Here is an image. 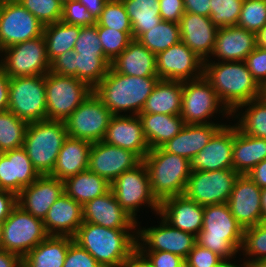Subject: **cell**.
I'll use <instances>...</instances> for the list:
<instances>
[{
  "mask_svg": "<svg viewBox=\"0 0 266 267\" xmlns=\"http://www.w3.org/2000/svg\"><path fill=\"white\" fill-rule=\"evenodd\" d=\"M132 229L136 230L111 229L83 222L73 240L88 251L102 267H124L137 251V235L129 232Z\"/></svg>",
  "mask_w": 266,
  "mask_h": 267,
  "instance_id": "obj_1",
  "label": "cell"
},
{
  "mask_svg": "<svg viewBox=\"0 0 266 267\" xmlns=\"http://www.w3.org/2000/svg\"><path fill=\"white\" fill-rule=\"evenodd\" d=\"M203 77L233 114L240 105L263 96V88L253 78L245 61L210 63L207 59L204 61Z\"/></svg>",
  "mask_w": 266,
  "mask_h": 267,
  "instance_id": "obj_2",
  "label": "cell"
},
{
  "mask_svg": "<svg viewBox=\"0 0 266 267\" xmlns=\"http://www.w3.org/2000/svg\"><path fill=\"white\" fill-rule=\"evenodd\" d=\"M158 80V77L120 74L110 67L93 92L113 115L128 110L132 111L131 115H138Z\"/></svg>",
  "mask_w": 266,
  "mask_h": 267,
  "instance_id": "obj_3",
  "label": "cell"
},
{
  "mask_svg": "<svg viewBox=\"0 0 266 267\" xmlns=\"http://www.w3.org/2000/svg\"><path fill=\"white\" fill-rule=\"evenodd\" d=\"M244 229L230 212L227 203L204 206L203 228L197 244L208 248L222 259H230L241 250Z\"/></svg>",
  "mask_w": 266,
  "mask_h": 267,
  "instance_id": "obj_4",
  "label": "cell"
},
{
  "mask_svg": "<svg viewBox=\"0 0 266 267\" xmlns=\"http://www.w3.org/2000/svg\"><path fill=\"white\" fill-rule=\"evenodd\" d=\"M142 161L148 171L151 192L159 203L168 197L183 195L192 172L189 159L160 147L150 149Z\"/></svg>",
  "mask_w": 266,
  "mask_h": 267,
  "instance_id": "obj_5",
  "label": "cell"
},
{
  "mask_svg": "<svg viewBox=\"0 0 266 267\" xmlns=\"http://www.w3.org/2000/svg\"><path fill=\"white\" fill-rule=\"evenodd\" d=\"M67 137L64 121L43 120L28 123L23 148L40 176L52 173Z\"/></svg>",
  "mask_w": 266,
  "mask_h": 267,
  "instance_id": "obj_6",
  "label": "cell"
},
{
  "mask_svg": "<svg viewBox=\"0 0 266 267\" xmlns=\"http://www.w3.org/2000/svg\"><path fill=\"white\" fill-rule=\"evenodd\" d=\"M46 120L65 121L93 89L72 76L49 71L45 75Z\"/></svg>",
  "mask_w": 266,
  "mask_h": 267,
  "instance_id": "obj_7",
  "label": "cell"
},
{
  "mask_svg": "<svg viewBox=\"0 0 266 267\" xmlns=\"http://www.w3.org/2000/svg\"><path fill=\"white\" fill-rule=\"evenodd\" d=\"M45 75L10 78L8 110L27 123L46 120Z\"/></svg>",
  "mask_w": 266,
  "mask_h": 267,
  "instance_id": "obj_8",
  "label": "cell"
},
{
  "mask_svg": "<svg viewBox=\"0 0 266 267\" xmlns=\"http://www.w3.org/2000/svg\"><path fill=\"white\" fill-rule=\"evenodd\" d=\"M1 249L23 258L49 235L43 220L22 210L18 205L2 223Z\"/></svg>",
  "mask_w": 266,
  "mask_h": 267,
  "instance_id": "obj_9",
  "label": "cell"
},
{
  "mask_svg": "<svg viewBox=\"0 0 266 267\" xmlns=\"http://www.w3.org/2000/svg\"><path fill=\"white\" fill-rule=\"evenodd\" d=\"M0 68L10 77L46 75L50 71L44 36L21 42L0 51ZM3 61V62H2Z\"/></svg>",
  "mask_w": 266,
  "mask_h": 267,
  "instance_id": "obj_10",
  "label": "cell"
},
{
  "mask_svg": "<svg viewBox=\"0 0 266 267\" xmlns=\"http://www.w3.org/2000/svg\"><path fill=\"white\" fill-rule=\"evenodd\" d=\"M110 189L120 206L136 221V211L140 205L148 207L159 213L160 203L153 196L150 187L148 171L142 161L135 168L123 172L112 183Z\"/></svg>",
  "mask_w": 266,
  "mask_h": 267,
  "instance_id": "obj_11",
  "label": "cell"
},
{
  "mask_svg": "<svg viewBox=\"0 0 266 267\" xmlns=\"http://www.w3.org/2000/svg\"><path fill=\"white\" fill-rule=\"evenodd\" d=\"M238 176L232 168L192 171L183 195L202 206L227 203Z\"/></svg>",
  "mask_w": 266,
  "mask_h": 267,
  "instance_id": "obj_12",
  "label": "cell"
},
{
  "mask_svg": "<svg viewBox=\"0 0 266 267\" xmlns=\"http://www.w3.org/2000/svg\"><path fill=\"white\" fill-rule=\"evenodd\" d=\"M218 108L221 111L219 113L233 116L203 76L183 82L180 116L185 124H209L211 121H207V118L214 116L213 114L218 112Z\"/></svg>",
  "mask_w": 266,
  "mask_h": 267,
  "instance_id": "obj_13",
  "label": "cell"
},
{
  "mask_svg": "<svg viewBox=\"0 0 266 267\" xmlns=\"http://www.w3.org/2000/svg\"><path fill=\"white\" fill-rule=\"evenodd\" d=\"M112 116L110 110L92 92L64 124L69 137L94 143L103 140Z\"/></svg>",
  "mask_w": 266,
  "mask_h": 267,
  "instance_id": "obj_14",
  "label": "cell"
},
{
  "mask_svg": "<svg viewBox=\"0 0 266 267\" xmlns=\"http://www.w3.org/2000/svg\"><path fill=\"white\" fill-rule=\"evenodd\" d=\"M44 25L18 0H0V51L43 35Z\"/></svg>",
  "mask_w": 266,
  "mask_h": 267,
  "instance_id": "obj_15",
  "label": "cell"
},
{
  "mask_svg": "<svg viewBox=\"0 0 266 267\" xmlns=\"http://www.w3.org/2000/svg\"><path fill=\"white\" fill-rule=\"evenodd\" d=\"M156 67L159 79L184 82L203 76L204 60L180 41L156 55Z\"/></svg>",
  "mask_w": 266,
  "mask_h": 267,
  "instance_id": "obj_16",
  "label": "cell"
},
{
  "mask_svg": "<svg viewBox=\"0 0 266 267\" xmlns=\"http://www.w3.org/2000/svg\"><path fill=\"white\" fill-rule=\"evenodd\" d=\"M136 233L137 237H140L137 238L138 251H167L183 259H186L197 243L194 234L172 227L163 218H161L159 227L142 228Z\"/></svg>",
  "mask_w": 266,
  "mask_h": 267,
  "instance_id": "obj_17",
  "label": "cell"
},
{
  "mask_svg": "<svg viewBox=\"0 0 266 267\" xmlns=\"http://www.w3.org/2000/svg\"><path fill=\"white\" fill-rule=\"evenodd\" d=\"M142 159L134 152L104 141L92 143L88 169L112 183L123 172L135 168Z\"/></svg>",
  "mask_w": 266,
  "mask_h": 267,
  "instance_id": "obj_18",
  "label": "cell"
},
{
  "mask_svg": "<svg viewBox=\"0 0 266 267\" xmlns=\"http://www.w3.org/2000/svg\"><path fill=\"white\" fill-rule=\"evenodd\" d=\"M261 193L262 189L247 175H239L236 179L227 204L243 229L263 221Z\"/></svg>",
  "mask_w": 266,
  "mask_h": 267,
  "instance_id": "obj_19",
  "label": "cell"
},
{
  "mask_svg": "<svg viewBox=\"0 0 266 267\" xmlns=\"http://www.w3.org/2000/svg\"><path fill=\"white\" fill-rule=\"evenodd\" d=\"M64 193L63 181L49 175L39 176L17 194V205L44 220L51 205Z\"/></svg>",
  "mask_w": 266,
  "mask_h": 267,
  "instance_id": "obj_20",
  "label": "cell"
},
{
  "mask_svg": "<svg viewBox=\"0 0 266 267\" xmlns=\"http://www.w3.org/2000/svg\"><path fill=\"white\" fill-rule=\"evenodd\" d=\"M102 141L130 150L142 160L150 151L138 115H113Z\"/></svg>",
  "mask_w": 266,
  "mask_h": 267,
  "instance_id": "obj_21",
  "label": "cell"
},
{
  "mask_svg": "<svg viewBox=\"0 0 266 267\" xmlns=\"http://www.w3.org/2000/svg\"><path fill=\"white\" fill-rule=\"evenodd\" d=\"M234 126L223 125L207 145L191 160L192 171H214L232 168Z\"/></svg>",
  "mask_w": 266,
  "mask_h": 267,
  "instance_id": "obj_22",
  "label": "cell"
},
{
  "mask_svg": "<svg viewBox=\"0 0 266 267\" xmlns=\"http://www.w3.org/2000/svg\"><path fill=\"white\" fill-rule=\"evenodd\" d=\"M39 176L23 147L0 153V189L17 195Z\"/></svg>",
  "mask_w": 266,
  "mask_h": 267,
  "instance_id": "obj_23",
  "label": "cell"
},
{
  "mask_svg": "<svg viewBox=\"0 0 266 267\" xmlns=\"http://www.w3.org/2000/svg\"><path fill=\"white\" fill-rule=\"evenodd\" d=\"M82 209L83 222L111 229L137 226V221L120 206L111 189L104 195L85 203Z\"/></svg>",
  "mask_w": 266,
  "mask_h": 267,
  "instance_id": "obj_24",
  "label": "cell"
},
{
  "mask_svg": "<svg viewBox=\"0 0 266 267\" xmlns=\"http://www.w3.org/2000/svg\"><path fill=\"white\" fill-rule=\"evenodd\" d=\"M158 214L172 227L195 236L203 228L204 206L184 195L168 197L161 201Z\"/></svg>",
  "mask_w": 266,
  "mask_h": 267,
  "instance_id": "obj_25",
  "label": "cell"
},
{
  "mask_svg": "<svg viewBox=\"0 0 266 267\" xmlns=\"http://www.w3.org/2000/svg\"><path fill=\"white\" fill-rule=\"evenodd\" d=\"M181 41L202 60L212 55L218 27L210 17L185 12L179 21Z\"/></svg>",
  "mask_w": 266,
  "mask_h": 267,
  "instance_id": "obj_26",
  "label": "cell"
},
{
  "mask_svg": "<svg viewBox=\"0 0 266 267\" xmlns=\"http://www.w3.org/2000/svg\"><path fill=\"white\" fill-rule=\"evenodd\" d=\"M82 205L63 193L49 208L43 220L48 235L73 237L83 223Z\"/></svg>",
  "mask_w": 266,
  "mask_h": 267,
  "instance_id": "obj_27",
  "label": "cell"
},
{
  "mask_svg": "<svg viewBox=\"0 0 266 267\" xmlns=\"http://www.w3.org/2000/svg\"><path fill=\"white\" fill-rule=\"evenodd\" d=\"M256 48V34L237 25L218 28L212 55L222 61H245Z\"/></svg>",
  "mask_w": 266,
  "mask_h": 267,
  "instance_id": "obj_28",
  "label": "cell"
},
{
  "mask_svg": "<svg viewBox=\"0 0 266 267\" xmlns=\"http://www.w3.org/2000/svg\"><path fill=\"white\" fill-rule=\"evenodd\" d=\"M224 124H185L183 129L162 148L168 152L191 160L211 140Z\"/></svg>",
  "mask_w": 266,
  "mask_h": 267,
  "instance_id": "obj_29",
  "label": "cell"
},
{
  "mask_svg": "<svg viewBox=\"0 0 266 267\" xmlns=\"http://www.w3.org/2000/svg\"><path fill=\"white\" fill-rule=\"evenodd\" d=\"M110 67L117 73L135 77H158L156 55L133 39Z\"/></svg>",
  "mask_w": 266,
  "mask_h": 267,
  "instance_id": "obj_30",
  "label": "cell"
},
{
  "mask_svg": "<svg viewBox=\"0 0 266 267\" xmlns=\"http://www.w3.org/2000/svg\"><path fill=\"white\" fill-rule=\"evenodd\" d=\"M92 143L67 137L59 151L54 169L49 175L61 181L85 171L89 167V152Z\"/></svg>",
  "mask_w": 266,
  "mask_h": 267,
  "instance_id": "obj_31",
  "label": "cell"
},
{
  "mask_svg": "<svg viewBox=\"0 0 266 267\" xmlns=\"http://www.w3.org/2000/svg\"><path fill=\"white\" fill-rule=\"evenodd\" d=\"M265 159L266 139L244 134L235 124L232 169L239 175H246L252 168Z\"/></svg>",
  "mask_w": 266,
  "mask_h": 267,
  "instance_id": "obj_32",
  "label": "cell"
},
{
  "mask_svg": "<svg viewBox=\"0 0 266 267\" xmlns=\"http://www.w3.org/2000/svg\"><path fill=\"white\" fill-rule=\"evenodd\" d=\"M138 117L150 149L162 147L185 126L180 115L139 113Z\"/></svg>",
  "mask_w": 266,
  "mask_h": 267,
  "instance_id": "obj_33",
  "label": "cell"
},
{
  "mask_svg": "<svg viewBox=\"0 0 266 267\" xmlns=\"http://www.w3.org/2000/svg\"><path fill=\"white\" fill-rule=\"evenodd\" d=\"M71 236L49 235L22 258V267H63Z\"/></svg>",
  "mask_w": 266,
  "mask_h": 267,
  "instance_id": "obj_34",
  "label": "cell"
},
{
  "mask_svg": "<svg viewBox=\"0 0 266 267\" xmlns=\"http://www.w3.org/2000/svg\"><path fill=\"white\" fill-rule=\"evenodd\" d=\"M182 92V81L159 79L147 98L141 113L180 115Z\"/></svg>",
  "mask_w": 266,
  "mask_h": 267,
  "instance_id": "obj_35",
  "label": "cell"
},
{
  "mask_svg": "<svg viewBox=\"0 0 266 267\" xmlns=\"http://www.w3.org/2000/svg\"><path fill=\"white\" fill-rule=\"evenodd\" d=\"M64 193L82 206L110 190V183L89 169L63 181Z\"/></svg>",
  "mask_w": 266,
  "mask_h": 267,
  "instance_id": "obj_36",
  "label": "cell"
},
{
  "mask_svg": "<svg viewBox=\"0 0 266 267\" xmlns=\"http://www.w3.org/2000/svg\"><path fill=\"white\" fill-rule=\"evenodd\" d=\"M126 8L131 26L132 38L138 39L144 32L158 25L162 18L159 0H121Z\"/></svg>",
  "mask_w": 266,
  "mask_h": 267,
  "instance_id": "obj_37",
  "label": "cell"
},
{
  "mask_svg": "<svg viewBox=\"0 0 266 267\" xmlns=\"http://www.w3.org/2000/svg\"><path fill=\"white\" fill-rule=\"evenodd\" d=\"M80 26L59 21L44 26L47 57L51 63L57 56L74 49Z\"/></svg>",
  "mask_w": 266,
  "mask_h": 267,
  "instance_id": "obj_38",
  "label": "cell"
},
{
  "mask_svg": "<svg viewBox=\"0 0 266 267\" xmlns=\"http://www.w3.org/2000/svg\"><path fill=\"white\" fill-rule=\"evenodd\" d=\"M147 49L157 55L181 41L179 23L161 21L138 39Z\"/></svg>",
  "mask_w": 266,
  "mask_h": 267,
  "instance_id": "obj_39",
  "label": "cell"
},
{
  "mask_svg": "<svg viewBox=\"0 0 266 267\" xmlns=\"http://www.w3.org/2000/svg\"><path fill=\"white\" fill-rule=\"evenodd\" d=\"M111 62L105 55H81L75 53V78L94 89L106 76Z\"/></svg>",
  "mask_w": 266,
  "mask_h": 267,
  "instance_id": "obj_40",
  "label": "cell"
},
{
  "mask_svg": "<svg viewBox=\"0 0 266 267\" xmlns=\"http://www.w3.org/2000/svg\"><path fill=\"white\" fill-rule=\"evenodd\" d=\"M244 106L249 107L241 114L237 128L244 134L266 139V98L262 96L239 107Z\"/></svg>",
  "mask_w": 266,
  "mask_h": 267,
  "instance_id": "obj_41",
  "label": "cell"
},
{
  "mask_svg": "<svg viewBox=\"0 0 266 267\" xmlns=\"http://www.w3.org/2000/svg\"><path fill=\"white\" fill-rule=\"evenodd\" d=\"M27 125L9 110L0 112V153L23 147Z\"/></svg>",
  "mask_w": 266,
  "mask_h": 267,
  "instance_id": "obj_42",
  "label": "cell"
},
{
  "mask_svg": "<svg viewBox=\"0 0 266 267\" xmlns=\"http://www.w3.org/2000/svg\"><path fill=\"white\" fill-rule=\"evenodd\" d=\"M97 30L104 55L110 62L118 57L133 40L132 31H118L98 24Z\"/></svg>",
  "mask_w": 266,
  "mask_h": 267,
  "instance_id": "obj_43",
  "label": "cell"
},
{
  "mask_svg": "<svg viewBox=\"0 0 266 267\" xmlns=\"http://www.w3.org/2000/svg\"><path fill=\"white\" fill-rule=\"evenodd\" d=\"M244 0H210V19L218 28L237 25Z\"/></svg>",
  "mask_w": 266,
  "mask_h": 267,
  "instance_id": "obj_44",
  "label": "cell"
},
{
  "mask_svg": "<svg viewBox=\"0 0 266 267\" xmlns=\"http://www.w3.org/2000/svg\"><path fill=\"white\" fill-rule=\"evenodd\" d=\"M96 23L118 31H132V26L121 0H108Z\"/></svg>",
  "mask_w": 266,
  "mask_h": 267,
  "instance_id": "obj_45",
  "label": "cell"
},
{
  "mask_svg": "<svg viewBox=\"0 0 266 267\" xmlns=\"http://www.w3.org/2000/svg\"><path fill=\"white\" fill-rule=\"evenodd\" d=\"M44 26L62 19L63 3L60 0H18Z\"/></svg>",
  "mask_w": 266,
  "mask_h": 267,
  "instance_id": "obj_46",
  "label": "cell"
},
{
  "mask_svg": "<svg viewBox=\"0 0 266 267\" xmlns=\"http://www.w3.org/2000/svg\"><path fill=\"white\" fill-rule=\"evenodd\" d=\"M266 24V0H244L237 26L257 33Z\"/></svg>",
  "mask_w": 266,
  "mask_h": 267,
  "instance_id": "obj_47",
  "label": "cell"
},
{
  "mask_svg": "<svg viewBox=\"0 0 266 267\" xmlns=\"http://www.w3.org/2000/svg\"><path fill=\"white\" fill-rule=\"evenodd\" d=\"M241 250L245 252L246 257H251V260L266 259V221L244 229Z\"/></svg>",
  "mask_w": 266,
  "mask_h": 267,
  "instance_id": "obj_48",
  "label": "cell"
},
{
  "mask_svg": "<svg viewBox=\"0 0 266 267\" xmlns=\"http://www.w3.org/2000/svg\"><path fill=\"white\" fill-rule=\"evenodd\" d=\"M73 51L81 55H104L98 36L97 23L91 26H80L79 36Z\"/></svg>",
  "mask_w": 266,
  "mask_h": 267,
  "instance_id": "obj_49",
  "label": "cell"
},
{
  "mask_svg": "<svg viewBox=\"0 0 266 267\" xmlns=\"http://www.w3.org/2000/svg\"><path fill=\"white\" fill-rule=\"evenodd\" d=\"M61 21L81 27L96 24V20L78 0H70L63 4Z\"/></svg>",
  "mask_w": 266,
  "mask_h": 267,
  "instance_id": "obj_50",
  "label": "cell"
},
{
  "mask_svg": "<svg viewBox=\"0 0 266 267\" xmlns=\"http://www.w3.org/2000/svg\"><path fill=\"white\" fill-rule=\"evenodd\" d=\"M245 63L258 84L262 88L266 87V48L256 46V48L247 55Z\"/></svg>",
  "mask_w": 266,
  "mask_h": 267,
  "instance_id": "obj_51",
  "label": "cell"
},
{
  "mask_svg": "<svg viewBox=\"0 0 266 267\" xmlns=\"http://www.w3.org/2000/svg\"><path fill=\"white\" fill-rule=\"evenodd\" d=\"M63 267H102L97 260L76 242L69 245Z\"/></svg>",
  "mask_w": 266,
  "mask_h": 267,
  "instance_id": "obj_52",
  "label": "cell"
},
{
  "mask_svg": "<svg viewBox=\"0 0 266 267\" xmlns=\"http://www.w3.org/2000/svg\"><path fill=\"white\" fill-rule=\"evenodd\" d=\"M221 259L219 255L196 243L185 260L191 267H213Z\"/></svg>",
  "mask_w": 266,
  "mask_h": 267,
  "instance_id": "obj_53",
  "label": "cell"
},
{
  "mask_svg": "<svg viewBox=\"0 0 266 267\" xmlns=\"http://www.w3.org/2000/svg\"><path fill=\"white\" fill-rule=\"evenodd\" d=\"M153 267H178L182 257L167 251H139ZM146 253V254H145Z\"/></svg>",
  "mask_w": 266,
  "mask_h": 267,
  "instance_id": "obj_54",
  "label": "cell"
},
{
  "mask_svg": "<svg viewBox=\"0 0 266 267\" xmlns=\"http://www.w3.org/2000/svg\"><path fill=\"white\" fill-rule=\"evenodd\" d=\"M159 13L162 21L179 23L185 13L183 0H159Z\"/></svg>",
  "mask_w": 266,
  "mask_h": 267,
  "instance_id": "obj_55",
  "label": "cell"
},
{
  "mask_svg": "<svg viewBox=\"0 0 266 267\" xmlns=\"http://www.w3.org/2000/svg\"><path fill=\"white\" fill-rule=\"evenodd\" d=\"M50 71L59 75L75 77V52H64L50 63Z\"/></svg>",
  "mask_w": 266,
  "mask_h": 267,
  "instance_id": "obj_56",
  "label": "cell"
},
{
  "mask_svg": "<svg viewBox=\"0 0 266 267\" xmlns=\"http://www.w3.org/2000/svg\"><path fill=\"white\" fill-rule=\"evenodd\" d=\"M17 206V195L13 192L0 189V222L10 215L12 210Z\"/></svg>",
  "mask_w": 266,
  "mask_h": 267,
  "instance_id": "obj_57",
  "label": "cell"
},
{
  "mask_svg": "<svg viewBox=\"0 0 266 267\" xmlns=\"http://www.w3.org/2000/svg\"><path fill=\"white\" fill-rule=\"evenodd\" d=\"M185 12L210 17V0H183Z\"/></svg>",
  "mask_w": 266,
  "mask_h": 267,
  "instance_id": "obj_58",
  "label": "cell"
},
{
  "mask_svg": "<svg viewBox=\"0 0 266 267\" xmlns=\"http://www.w3.org/2000/svg\"><path fill=\"white\" fill-rule=\"evenodd\" d=\"M10 77L0 68V112L8 110Z\"/></svg>",
  "mask_w": 266,
  "mask_h": 267,
  "instance_id": "obj_59",
  "label": "cell"
},
{
  "mask_svg": "<svg viewBox=\"0 0 266 267\" xmlns=\"http://www.w3.org/2000/svg\"><path fill=\"white\" fill-rule=\"evenodd\" d=\"M261 189L266 187V159L258 163L246 174Z\"/></svg>",
  "mask_w": 266,
  "mask_h": 267,
  "instance_id": "obj_60",
  "label": "cell"
},
{
  "mask_svg": "<svg viewBox=\"0 0 266 267\" xmlns=\"http://www.w3.org/2000/svg\"><path fill=\"white\" fill-rule=\"evenodd\" d=\"M0 267H22V258L6 250H0Z\"/></svg>",
  "mask_w": 266,
  "mask_h": 267,
  "instance_id": "obj_61",
  "label": "cell"
},
{
  "mask_svg": "<svg viewBox=\"0 0 266 267\" xmlns=\"http://www.w3.org/2000/svg\"><path fill=\"white\" fill-rule=\"evenodd\" d=\"M87 8V11L93 16L95 20L100 17L103 7L108 0H78Z\"/></svg>",
  "mask_w": 266,
  "mask_h": 267,
  "instance_id": "obj_62",
  "label": "cell"
},
{
  "mask_svg": "<svg viewBox=\"0 0 266 267\" xmlns=\"http://www.w3.org/2000/svg\"><path fill=\"white\" fill-rule=\"evenodd\" d=\"M124 267H153L150 262L137 250Z\"/></svg>",
  "mask_w": 266,
  "mask_h": 267,
  "instance_id": "obj_63",
  "label": "cell"
},
{
  "mask_svg": "<svg viewBox=\"0 0 266 267\" xmlns=\"http://www.w3.org/2000/svg\"><path fill=\"white\" fill-rule=\"evenodd\" d=\"M256 46L266 48V24L256 33Z\"/></svg>",
  "mask_w": 266,
  "mask_h": 267,
  "instance_id": "obj_64",
  "label": "cell"
},
{
  "mask_svg": "<svg viewBox=\"0 0 266 267\" xmlns=\"http://www.w3.org/2000/svg\"><path fill=\"white\" fill-rule=\"evenodd\" d=\"M227 260H230V259H221L216 265H214L213 267H242V264L241 266L239 265H236V264H233ZM243 267H250L249 263L247 261L243 262Z\"/></svg>",
  "mask_w": 266,
  "mask_h": 267,
  "instance_id": "obj_65",
  "label": "cell"
},
{
  "mask_svg": "<svg viewBox=\"0 0 266 267\" xmlns=\"http://www.w3.org/2000/svg\"><path fill=\"white\" fill-rule=\"evenodd\" d=\"M261 205H262V217H263V221H266V187L265 188H262Z\"/></svg>",
  "mask_w": 266,
  "mask_h": 267,
  "instance_id": "obj_66",
  "label": "cell"
},
{
  "mask_svg": "<svg viewBox=\"0 0 266 267\" xmlns=\"http://www.w3.org/2000/svg\"><path fill=\"white\" fill-rule=\"evenodd\" d=\"M250 267H266V259L263 260H247Z\"/></svg>",
  "mask_w": 266,
  "mask_h": 267,
  "instance_id": "obj_67",
  "label": "cell"
},
{
  "mask_svg": "<svg viewBox=\"0 0 266 267\" xmlns=\"http://www.w3.org/2000/svg\"><path fill=\"white\" fill-rule=\"evenodd\" d=\"M178 267H191L189 265V263L184 259L179 265Z\"/></svg>",
  "mask_w": 266,
  "mask_h": 267,
  "instance_id": "obj_68",
  "label": "cell"
},
{
  "mask_svg": "<svg viewBox=\"0 0 266 267\" xmlns=\"http://www.w3.org/2000/svg\"><path fill=\"white\" fill-rule=\"evenodd\" d=\"M2 231H3V225L0 222V250H1V242H2Z\"/></svg>",
  "mask_w": 266,
  "mask_h": 267,
  "instance_id": "obj_69",
  "label": "cell"
},
{
  "mask_svg": "<svg viewBox=\"0 0 266 267\" xmlns=\"http://www.w3.org/2000/svg\"><path fill=\"white\" fill-rule=\"evenodd\" d=\"M263 96L266 98V90H263Z\"/></svg>",
  "mask_w": 266,
  "mask_h": 267,
  "instance_id": "obj_70",
  "label": "cell"
},
{
  "mask_svg": "<svg viewBox=\"0 0 266 267\" xmlns=\"http://www.w3.org/2000/svg\"><path fill=\"white\" fill-rule=\"evenodd\" d=\"M63 4L67 1H70V0H60Z\"/></svg>",
  "mask_w": 266,
  "mask_h": 267,
  "instance_id": "obj_71",
  "label": "cell"
}]
</instances>
